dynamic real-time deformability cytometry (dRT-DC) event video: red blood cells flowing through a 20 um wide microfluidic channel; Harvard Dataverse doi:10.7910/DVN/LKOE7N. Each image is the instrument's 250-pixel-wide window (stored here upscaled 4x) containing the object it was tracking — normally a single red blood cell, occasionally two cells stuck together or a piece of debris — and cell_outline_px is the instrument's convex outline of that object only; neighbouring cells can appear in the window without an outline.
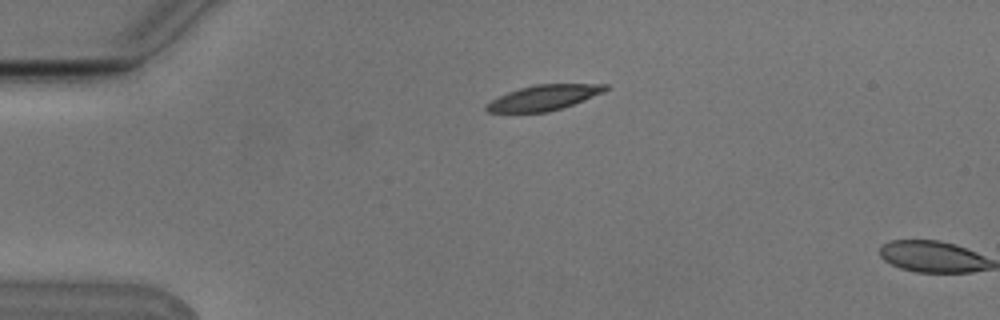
{"species": "Egyptian fruit bat (a non-hibernating species)", "species_latin": "Rousettus aegyptiacus", "temperature_condition": "cold", "stored_images_in_passage": 3, "camera_frame_rate_fps": 3000, "um_per_image_px": 0.085, "animal": {"sex": "male"}, "frame": {"image": 1, "passage_image": 2, "time_ms": 0.333, "image_size_px": [1000, 320], "cell_outline_px": [[608, 88], [604, 92], [572, 104], [548, 112], [488, 112], [484, 108], [484, 104], [508, 92], [520, 88], [536, 84], [608, 84]], "centroid_in_image_um": [46.2, 8.29], "position_along_channel_um": 38.8, "area_um2": 17.28}}